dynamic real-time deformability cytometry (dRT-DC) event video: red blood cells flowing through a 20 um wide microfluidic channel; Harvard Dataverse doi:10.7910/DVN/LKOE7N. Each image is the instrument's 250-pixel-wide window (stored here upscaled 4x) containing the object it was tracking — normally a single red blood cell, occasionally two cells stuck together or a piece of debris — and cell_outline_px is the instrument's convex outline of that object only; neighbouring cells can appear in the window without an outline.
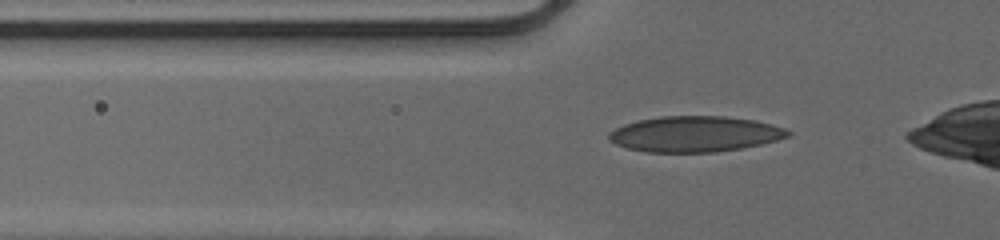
{"species": "human", "species_latin": "Homo sapiens", "temperature_condition": "cold", "stored_images_in_passage": 35, "camera_frame_rate_fps": 3000, "um_per_image_px": 0.085, "donor": {"sex": "male"}, "frame": {"image": 1, "passage_image": 6, "time_ms": 1.667, "image_size_px": [1000, 240], "cell_outline_px": [[792, 132], [788, 136], [776, 140], [760, 144], [740, 148], [716, 152], [644, 152], [628, 148], [616, 144], [608, 140], [608, 132], [624, 124], [640, 120], [660, 116], [724, 116], [756, 120], [772, 124], [784, 128]], "centroid_in_image_um": [59.05, 11.39], "position_along_channel_um": 66.8, "area_um2": 37.22}}
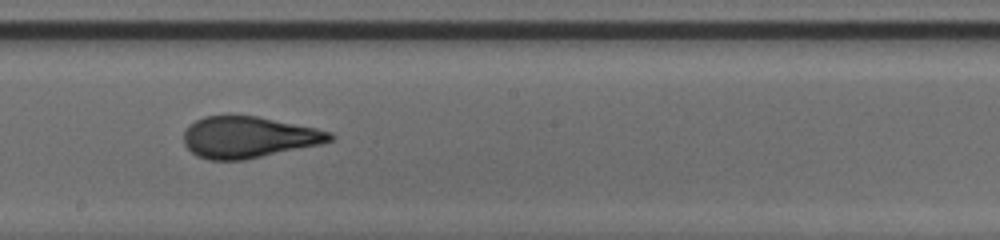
{"frame": {"image": 2, "passage_image": 18, "time_ms": 5.667, "image_size_px": [1000, 240], "cell_outline_px": [[336, 136], [332, 140], [320, 144], [244, 160], [208, 160], [196, 156], [184, 144], [184, 132], [188, 124], [204, 116], [228, 112], [256, 116], [316, 128], [332, 132]], "centroid_in_image_um": [21.07, 11.63], "position_along_channel_um": 227.1, "area_um2": 35.89}}
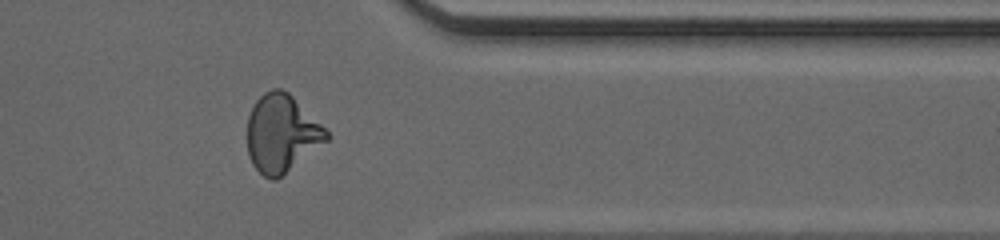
{"frame": {"image": 3, "passage_image": 30, "time_ms": 9.667, "image_size_px": [1000, 240], "cell_outline_px": [[328, 140], [276, 180], [272, 180], [264, 176], [252, 164], [248, 156], [248, 116], [256, 100], [264, 92], [272, 88], [280, 88], [288, 92], [328, 132]], "centroid_in_image_um": [23.91, 11.34], "position_along_channel_um": 387.5, "area_um2": 35.32}}